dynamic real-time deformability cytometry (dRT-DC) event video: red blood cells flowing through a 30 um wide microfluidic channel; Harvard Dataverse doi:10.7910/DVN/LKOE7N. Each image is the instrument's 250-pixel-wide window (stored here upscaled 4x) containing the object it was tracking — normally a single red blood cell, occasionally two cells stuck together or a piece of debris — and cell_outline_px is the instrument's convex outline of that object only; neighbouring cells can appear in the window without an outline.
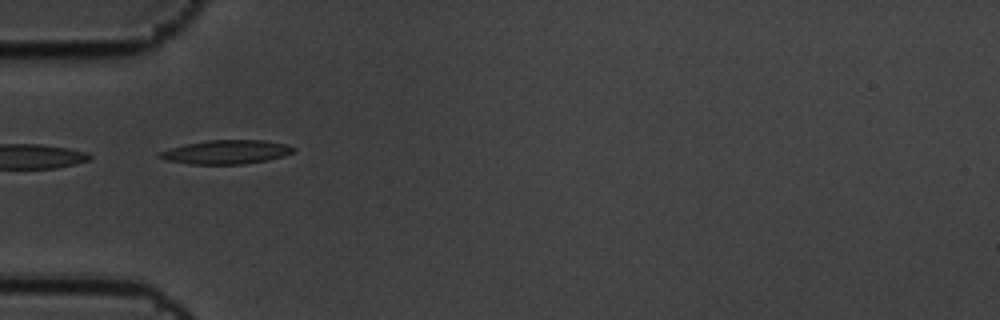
{"species": "common noctule bat (a hibernating species)", "species_latin": "Nyctalus noctula", "temperature_condition": "cold", "stored_images_in_passage": 4, "camera_frame_rate_fps": 3000, "um_per_image_px": 0.085, "animal": {"sex": "male", "body_mass_g": 19.5, "forearm_length_mm": 54.6}, "frame": {"image": 1, "passage_image": 3, "time_ms": 0.667, "image_size_px": [1000, 320], "cell_outline_px": [[296, 152], [284, 156], [268, 160], [244, 164], [192, 164], [164, 160], [156, 156], [160, 152], [184, 144], [208, 140], [264, 140], [288, 144], [296, 148]], "centroid_in_image_um": [19.29, 12.92], "position_along_channel_um": 65.7, "area_um2": 18.79}}